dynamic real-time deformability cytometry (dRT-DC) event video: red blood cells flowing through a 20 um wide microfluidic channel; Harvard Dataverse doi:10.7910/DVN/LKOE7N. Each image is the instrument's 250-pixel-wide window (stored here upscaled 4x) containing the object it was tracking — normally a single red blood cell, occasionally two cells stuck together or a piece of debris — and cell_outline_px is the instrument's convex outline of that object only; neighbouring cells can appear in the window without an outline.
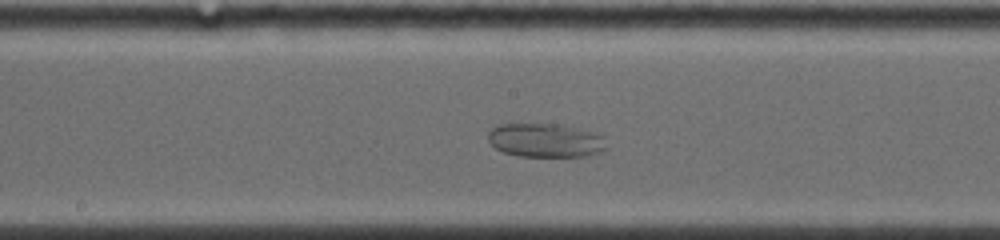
{"species": "common noctule bat (a hibernating species)", "species_latin": "Nyctalus noctula", "temperature_condition": "warm", "stored_images_in_passage": 33, "camera_frame_rate_fps": 5000, "um_per_image_px": 0.085, "animal": {"sex": "female", "body_mass_g": 19.0, "forearm_length_mm": 53.3}, "frame": {"image": 1, "passage_image": 14, "time_ms": 6.0, "image_size_px": [1000, 240], "cell_outline_px": [[608, 148], [600, 152], [588, 156], [516, 156], [504, 152], [496, 148], [488, 140], [488, 132], [496, 124], [564, 124], [600, 132], [604, 136]], "centroid_in_image_um": [46.44, 11.91], "position_along_channel_um": 201.8, "area_um2": 23.93}}
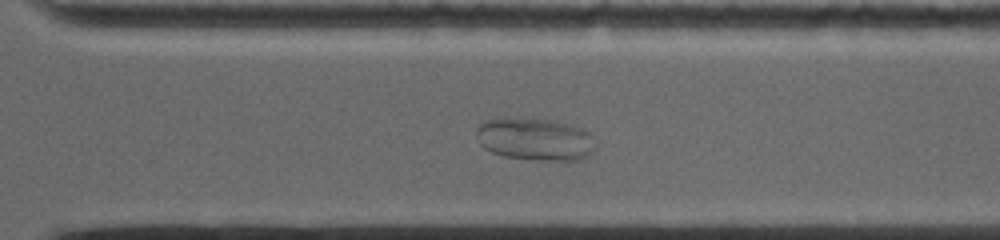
{"frame": {"image": 2, "passage_image": 24, "time_ms": 9.2, "image_size_px": [1000, 240], "cell_outline_px": [[596, 148], [592, 152], [580, 160], [540, 160], [504, 156], [492, 152], [484, 148], [480, 144], [476, 132], [476, 128], [484, 120], [504, 116], [508, 116], [552, 120], [580, 128], [588, 132], [592, 136], [596, 144]], "centroid_in_image_um": [45.45, 11.81], "position_along_channel_um": 325.2, "area_um2": 29.82}}
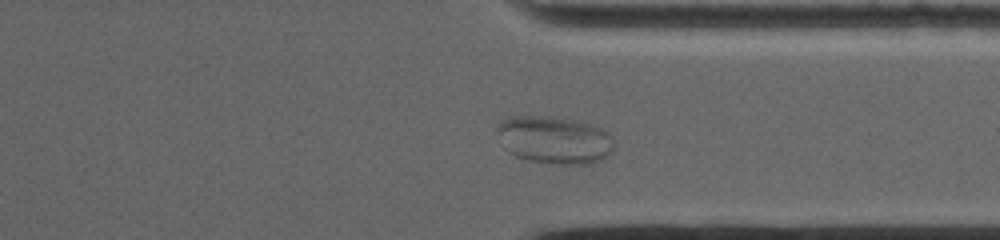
{"frame": {"image": 3, "passage_image": 27, "time_ms": 10.2, "image_size_px": [1000, 240], "cell_outline_px": [[612, 148], [608, 156], [600, 160], [588, 164], [560, 164], [528, 160], [516, 156], [508, 152], [504, 148], [496, 132], [496, 128], [500, 120], [508, 116], [552, 116], [572, 120], [588, 124], [600, 128], [608, 132], [612, 136]], "centroid_in_image_um": [47.07, 11.88], "position_along_channel_um": 364.3, "area_um2": 32.48}}